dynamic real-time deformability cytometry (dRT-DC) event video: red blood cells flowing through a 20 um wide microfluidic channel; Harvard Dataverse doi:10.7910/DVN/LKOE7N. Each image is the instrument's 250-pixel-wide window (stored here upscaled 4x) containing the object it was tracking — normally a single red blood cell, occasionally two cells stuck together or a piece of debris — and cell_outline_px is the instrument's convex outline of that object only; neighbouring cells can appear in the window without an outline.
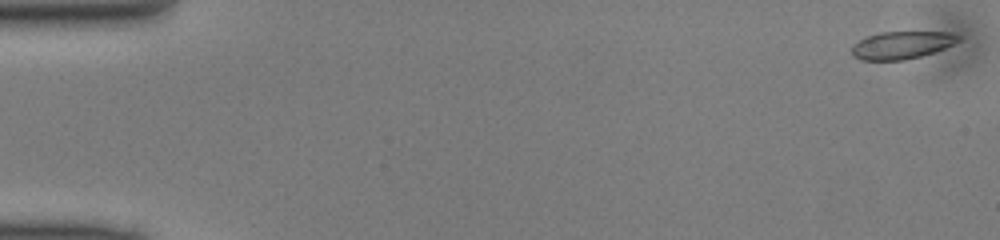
{"species": "common noctule bat (a hibernating species)", "species_latin": "Nyctalus noctula", "temperature_condition": "cold", "stored_images_in_passage": 49, "camera_frame_rate_fps": 3000, "um_per_image_px": 0.085, "animal": {"sex": "male", "body_mass_g": 13.0, "forearm_length_mm": 53.1}, "frame": {"image": 1, "passage_image": 1, "time_ms": 0.0, "image_size_px": [1000, 240], "cell_outline_px": [[960, 40], [956, 44], [920, 56], [904, 60], [860, 60], [852, 56], [852, 44], [868, 36], [880, 32], [952, 32], [960, 36]], "centroid_in_image_um": [76.65, 3.83], "position_along_channel_um": 8.3, "area_um2": 17.17}}
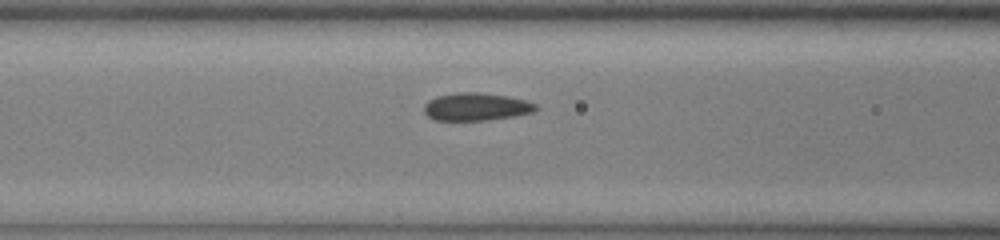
{"frame": {"image": 2, "passage_image": 20, "time_ms": 6.333, "image_size_px": [1000, 240], "cell_outline_px": [[540, 108], [532, 112], [512, 116], [488, 120], [436, 120], [428, 116], [424, 112], [424, 104], [428, 100], [436, 96], [456, 92], [480, 92], [508, 96], [524, 100], [536, 104]], "centroid_in_image_um": [40.46, 9.06], "position_along_channel_um": 126.1, "area_um2": 18.09}}
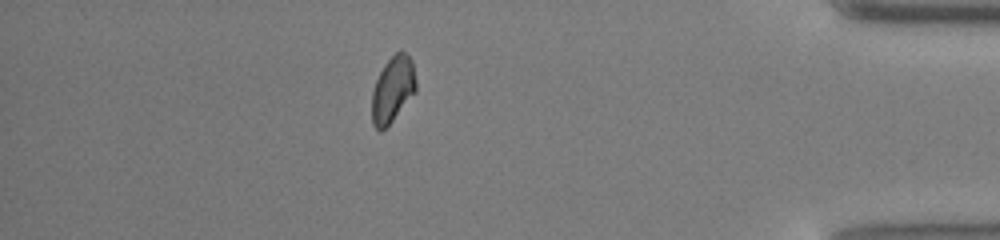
{"frame": {"image": 3, "passage_image": 43, "time_ms": 14.0, "image_size_px": [1000, 240], "cell_outline_px": [[416, 92], [392, 120], [380, 132], [372, 124], [372, 92], [376, 80], [384, 64], [400, 48], [412, 60], [416, 80]], "centroid_in_image_um": [33.38, 7.57], "position_along_channel_um": 401.8, "area_um2": 16.88}}